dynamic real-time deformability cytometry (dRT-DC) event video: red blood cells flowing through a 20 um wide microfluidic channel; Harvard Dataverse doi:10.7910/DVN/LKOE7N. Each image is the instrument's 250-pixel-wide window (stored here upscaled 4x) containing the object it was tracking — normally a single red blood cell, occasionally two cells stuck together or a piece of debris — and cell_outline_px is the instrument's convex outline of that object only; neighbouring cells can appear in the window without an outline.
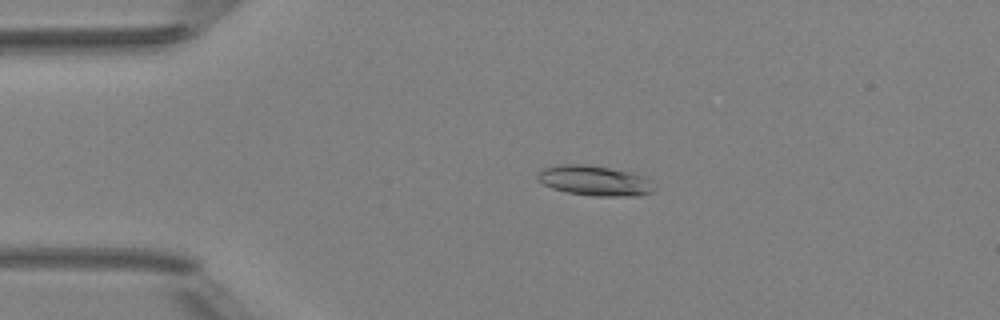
{"species": "Egyptian fruit bat (a non-hibernating species)", "species_latin": "Rousettus aegyptiacus", "temperature_condition": "room temperature", "stored_images_in_passage": 3, "camera_frame_rate_fps": 3000, "um_per_image_px": 0.085, "animal": {"sex": "female"}, "frame": {"image": 1, "passage_image": 2, "time_ms": 1.333, "image_size_px": [1000, 320], "cell_outline_px": [[656, 188], [652, 192], [636, 196], [592, 196], [568, 192], [552, 188], [536, 180], [536, 176], [544, 168], [560, 164], [588, 164], [632, 172], [644, 176]], "centroid_in_image_um": [50.54, 15.35], "position_along_channel_um": 34.5, "area_um2": 20.52}}